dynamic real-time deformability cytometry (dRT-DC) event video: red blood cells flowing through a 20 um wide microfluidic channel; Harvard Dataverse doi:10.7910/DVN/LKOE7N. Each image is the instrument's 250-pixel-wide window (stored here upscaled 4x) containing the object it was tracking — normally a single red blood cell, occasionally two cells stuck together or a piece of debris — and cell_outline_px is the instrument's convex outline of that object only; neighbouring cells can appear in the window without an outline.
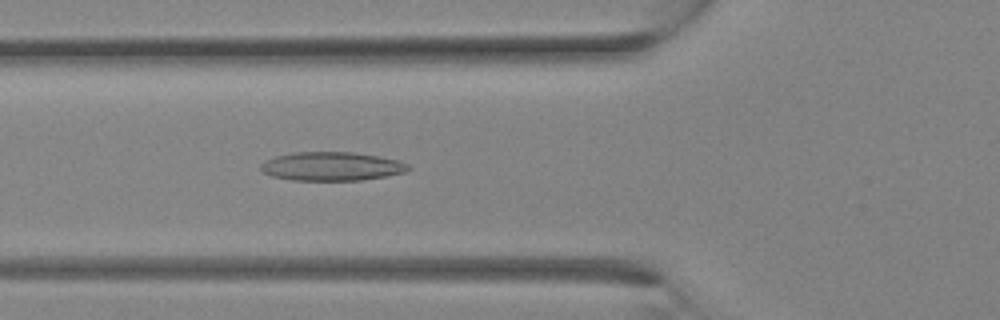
{"species": "Egyptian fruit bat (a non-hibernating species)", "species_latin": "Rousettus aegyptiacus", "temperature_condition": "room temperature", "stored_images_in_passage": 13, "camera_frame_rate_fps": 3000, "um_per_image_px": 0.085, "animal": {"sex": "female"}, "frame": {"image": 1, "passage_image": 11, "time_ms": 3.333, "image_size_px": [1000, 320], "cell_outline_px": [[412, 168], [404, 172], [384, 176], [360, 180], [292, 180], [272, 176], [260, 172], [260, 164], [264, 160], [276, 156], [292, 152], [352, 152], [376, 156], [396, 160], [408, 164]], "centroid_in_image_um": [28.12, 14.14], "position_along_channel_um": 97.7, "area_um2": 24.62}}
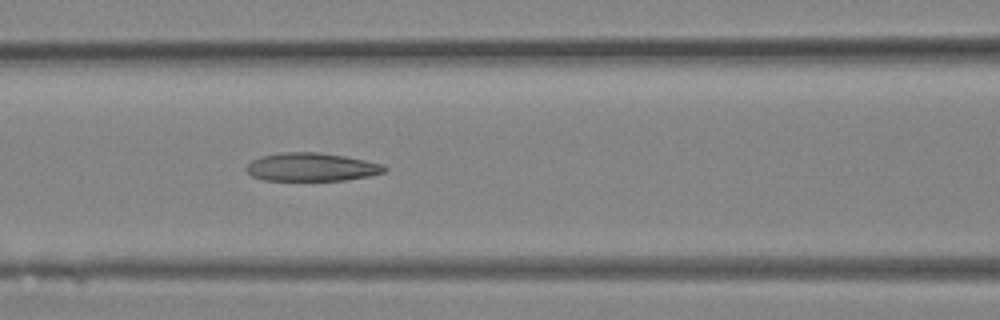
{"frame": {"image": 2, "passage_image": 13, "time_ms": 4.0, "image_size_px": [1000, 320], "cell_outline_px": [[388, 168], [384, 172], [368, 176], [344, 180], [264, 180], [252, 176], [244, 168], [252, 160], [260, 156], [284, 152], [316, 152], [344, 156], [384, 164]], "centroid_in_image_um": [26.47, 14.19], "position_along_channel_um": 140.1, "area_um2": 22.66}}